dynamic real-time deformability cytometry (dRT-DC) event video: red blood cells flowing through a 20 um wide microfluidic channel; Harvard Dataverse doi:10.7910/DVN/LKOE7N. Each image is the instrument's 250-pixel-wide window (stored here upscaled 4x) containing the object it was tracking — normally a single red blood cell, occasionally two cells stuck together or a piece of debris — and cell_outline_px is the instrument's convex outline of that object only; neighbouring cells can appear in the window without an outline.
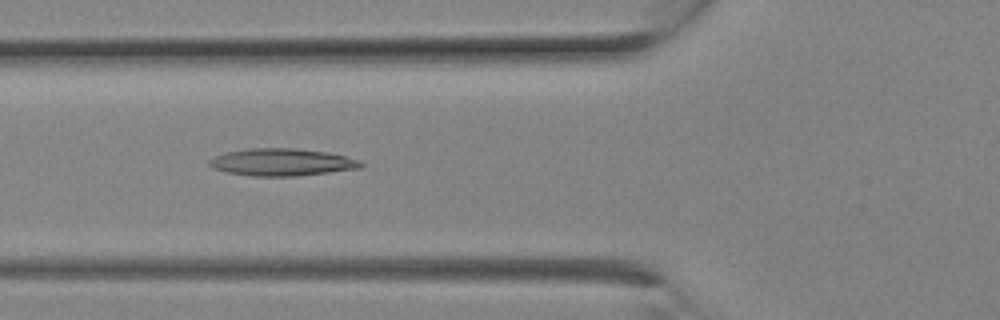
{"species": "Egyptian fruit bat (a non-hibernating species)", "species_latin": "Rousettus aegyptiacus", "temperature_condition": "room temperature", "stored_images_in_passage": 5, "camera_frame_rate_fps": 3000, "um_per_image_px": 0.085, "animal": {"sex": "female"}, "frame": {"image": 1, "passage_image": 4, "time_ms": 1.0, "image_size_px": [1000, 320], "cell_outline_px": [[364, 164], [360, 168], [296, 176], [252, 176], [224, 172], [212, 168], [208, 164], [208, 160], [216, 156], [228, 152], [248, 148], [296, 148], [328, 152], [360, 160]], "centroid_in_image_um": [23.93, 13.78], "position_along_channel_um": 101.9, "area_um2": 24.1}}
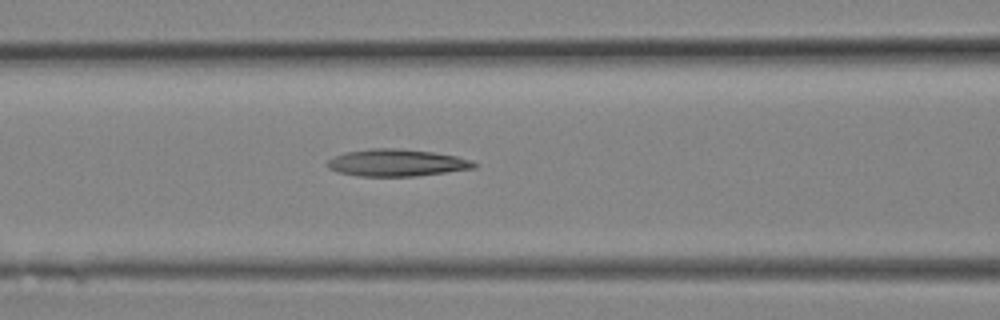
{"frame": {"image": 2, "passage_image": 5, "time_ms": 1.333, "image_size_px": [1000, 320], "cell_outline_px": [[476, 168], [416, 176], [356, 176], [336, 172], [328, 168], [328, 160], [344, 152], [372, 148], [392, 148], [432, 152], [456, 156], [472, 160], [476, 164]], "centroid_in_image_um": [33.7, 13.84], "position_along_channel_um": 132.9, "area_um2": 23.06}}